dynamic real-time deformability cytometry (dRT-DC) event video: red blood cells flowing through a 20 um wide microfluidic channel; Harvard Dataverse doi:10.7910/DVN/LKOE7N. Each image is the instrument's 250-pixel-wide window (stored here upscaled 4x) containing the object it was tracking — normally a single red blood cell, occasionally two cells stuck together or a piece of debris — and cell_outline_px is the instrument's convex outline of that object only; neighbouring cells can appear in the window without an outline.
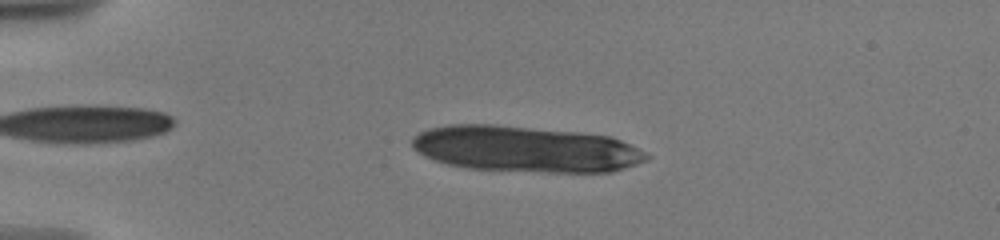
{"species": "human", "species_latin": "Homo sapiens", "temperature_condition": "warm", "stored_images_in_passage": 22, "camera_frame_rate_fps": 3000, "um_per_image_px": 0.085, "donor": {"sex": "male"}, "frame": {"image": 1, "passage_image": 16, "time_ms": 4.0, "image_size_px": [1000, 240], "cell_outline_px": [[652, 156], [648, 160], [612, 172], [548, 172], [468, 168], [448, 164], [424, 156], [412, 148], [412, 136], [420, 132], [432, 128], [452, 124], [492, 124], [580, 132], [612, 136], [648, 152]], "centroid_in_image_um": [44.72, 12.66], "position_along_channel_um": 40.3, "area_um2": 63.12}}